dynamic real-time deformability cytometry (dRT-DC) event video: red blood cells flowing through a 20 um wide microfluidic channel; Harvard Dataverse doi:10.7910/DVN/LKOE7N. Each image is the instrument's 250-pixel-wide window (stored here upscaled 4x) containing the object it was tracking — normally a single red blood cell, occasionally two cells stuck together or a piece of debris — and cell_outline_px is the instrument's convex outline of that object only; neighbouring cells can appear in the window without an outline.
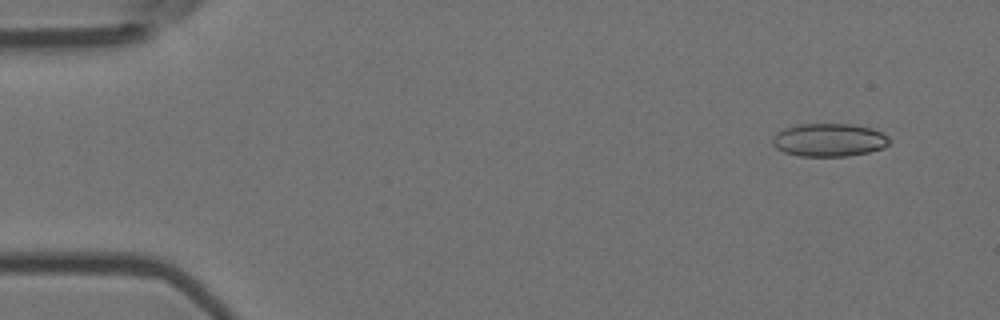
{"species": "Egyptian fruit bat (a non-hibernating species)", "species_latin": "Rousettus aegyptiacus", "temperature_condition": "room temperature", "stored_images_in_passage": 5, "camera_frame_rate_fps": 3000, "um_per_image_px": 0.085, "animal": {"sex": "female"}, "frame": {"image": 1, "passage_image": 1, "time_ms": 0.0, "image_size_px": [1000, 320], "cell_outline_px": [[892, 140], [884, 148], [868, 152], [848, 156], [800, 156], [784, 152], [776, 148], [772, 144], [772, 136], [776, 132], [784, 128], [796, 124], [852, 124], [872, 128], [888, 136]], "centroid_in_image_um": [70.46, 11.89], "position_along_channel_um": 14.5, "area_um2": 22.77}}
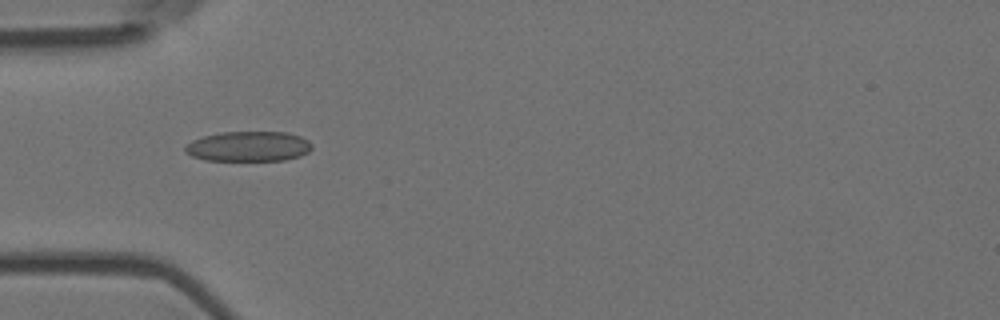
{"frame": {"image": 2, "passage_image": 4, "time_ms": 1.0, "image_size_px": [1000, 320], "cell_outline_px": [[312, 148], [308, 152], [300, 156], [284, 160], [204, 160], [192, 156], [184, 152], [184, 148], [192, 140], [204, 136], [224, 132], [288, 132], [300, 136], [308, 140], [312, 144]], "centroid_in_image_um": [21.14, 12.44], "position_along_channel_um": 63.9, "area_um2": 22.2}}
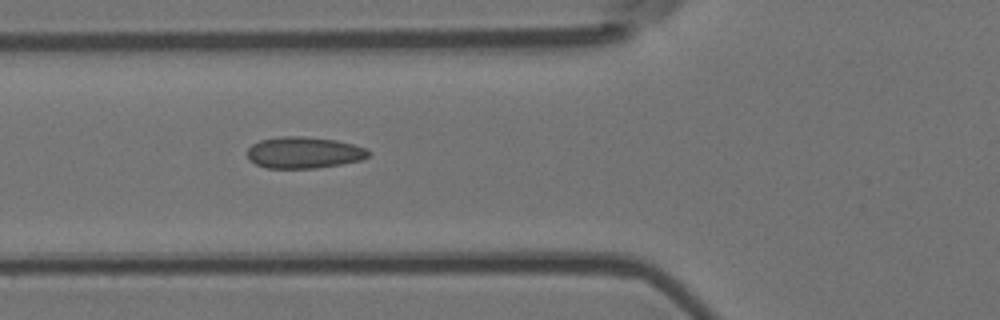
{"frame": {"image": 3, "passage_image": 5, "time_ms": 1.333, "image_size_px": [1000, 320], "cell_outline_px": [[372, 152], [368, 156], [360, 160], [340, 164], [316, 168], [264, 168], [248, 160], [248, 148], [252, 144], [260, 140], [284, 136], [304, 136], [336, 140], [352, 144], [364, 148]], "centroid_in_image_um": [25.81, 12.97], "position_along_channel_um": 100.0, "area_um2": 22.2}}